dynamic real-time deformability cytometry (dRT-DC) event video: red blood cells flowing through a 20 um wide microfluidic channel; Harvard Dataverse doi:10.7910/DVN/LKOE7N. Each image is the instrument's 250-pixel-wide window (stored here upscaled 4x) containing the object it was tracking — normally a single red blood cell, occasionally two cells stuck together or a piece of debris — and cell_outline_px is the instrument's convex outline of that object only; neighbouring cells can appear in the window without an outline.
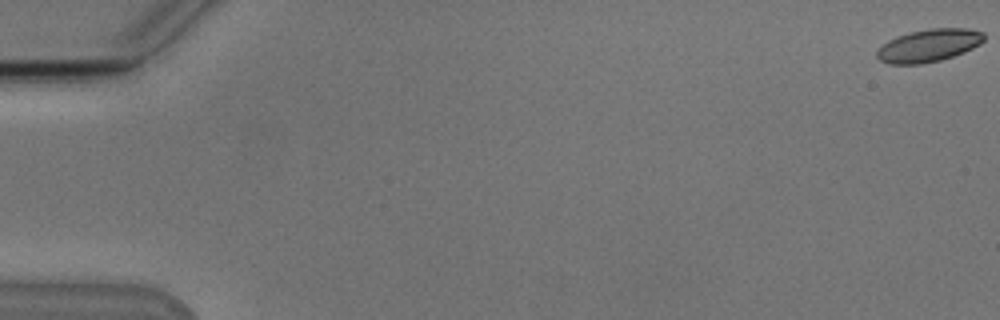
{"species": "Egyptian fruit bat (a non-hibernating species)", "species_latin": "Rousettus aegyptiacus", "temperature_condition": "cold", "stored_images_in_passage": 17, "camera_frame_rate_fps": 3000, "um_per_image_px": 0.085, "animal": {"sex": "male"}, "frame": {"image": 1, "passage_image": 1, "time_ms": 0.0, "image_size_px": [1000, 320], "cell_outline_px": [[984, 40], [980, 44], [964, 52], [940, 60], [920, 64], [888, 64], [880, 60], [876, 56], [876, 52], [888, 40], [896, 36], [908, 32], [932, 28], [964, 28], [984, 32]], "centroid_in_image_um": [78.93, 3.86], "position_along_channel_um": 6.1, "area_um2": 20.35}}
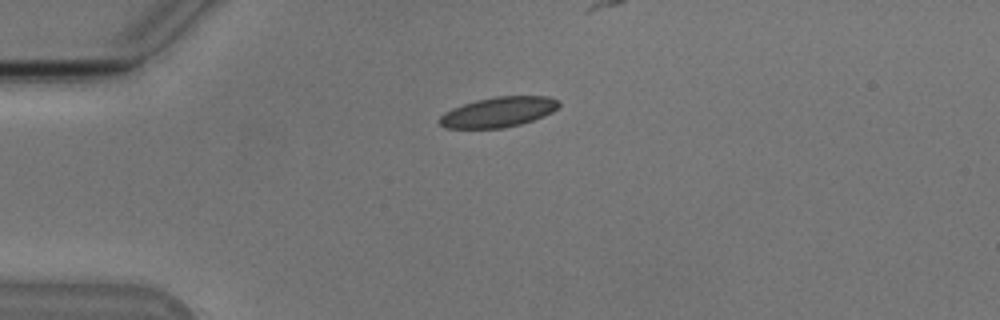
{"frame": {"image": 2, "passage_image": 15, "time_ms": 4.667, "image_size_px": [1000, 320], "cell_outline_px": [[560, 104], [552, 112], [544, 116], [520, 124], [504, 128], [448, 128], [440, 124], [440, 116], [444, 112], [452, 108], [476, 100], [496, 96], [548, 96], [560, 100]], "centroid_in_image_um": [42.39, 9.51], "position_along_channel_um": 42.6, "area_um2": 20.87}}